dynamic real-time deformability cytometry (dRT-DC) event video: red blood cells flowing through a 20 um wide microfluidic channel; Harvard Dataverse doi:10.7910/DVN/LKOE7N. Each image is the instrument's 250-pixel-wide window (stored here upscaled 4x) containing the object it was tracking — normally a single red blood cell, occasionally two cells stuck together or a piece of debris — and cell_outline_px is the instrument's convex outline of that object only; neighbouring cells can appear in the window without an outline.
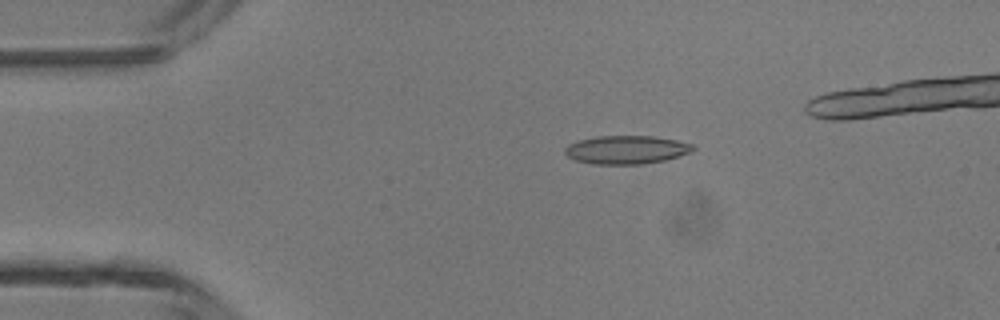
{"species": "common noctule bat (a hibernating species)", "species_latin": "Nyctalus noctula", "temperature_condition": "room temperature", "stored_images_in_passage": 39, "camera_frame_rate_fps": 3000, "um_per_image_px": 0.085, "animal": {"sex": "male", "body_mass_g": 13.3}, "frame": {"image": 1, "passage_image": 6, "time_ms": 1.667, "image_size_px": [1000, 320], "cell_outline_px": [[696, 148], [680, 156], [664, 160], [644, 164], [592, 164], [576, 160], [568, 156], [564, 152], [564, 148], [568, 144], [580, 140], [596, 136], [652, 136], [676, 140], [692, 144]], "centroid_in_image_um": [53.22, 12.73], "position_along_channel_um": 31.8, "area_um2": 21.1}}
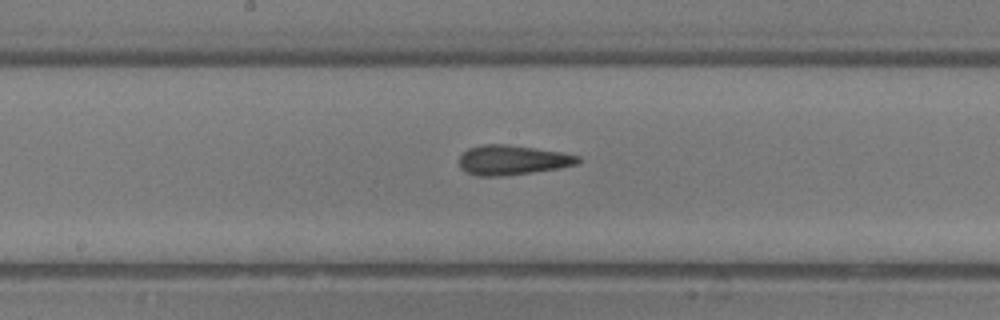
{"frame": {"image": 2, "passage_image": 21, "time_ms": 6.667, "image_size_px": [1000, 320], "cell_outline_px": [[580, 160], [576, 164], [560, 168], [504, 176], [476, 176], [460, 168], [460, 156], [468, 148], [484, 144], [508, 144], [560, 152], [580, 156]], "centroid_in_image_um": [43.54, 13.6], "position_along_channel_um": 204.7, "area_um2": 20.46}}
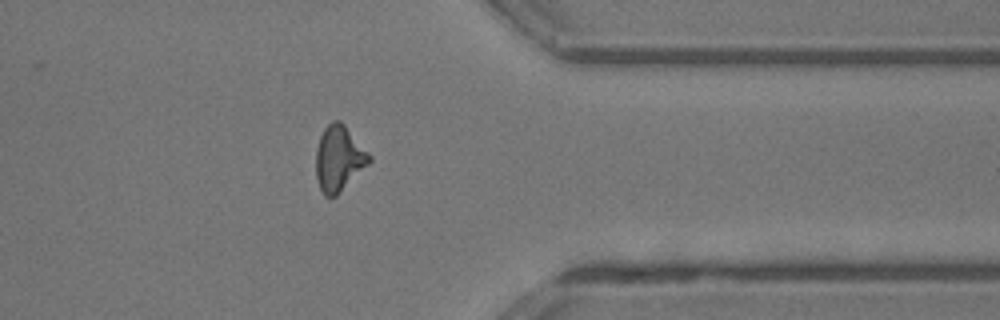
{"frame": {"image": 3, "passage_image": 34, "time_ms": 11.0, "image_size_px": [1000, 320], "cell_outline_px": [[372, 160], [336, 196], [324, 196], [320, 188], [316, 176], [316, 148], [320, 136], [324, 128], [332, 120], [340, 120], [344, 124], [372, 156]], "centroid_in_image_um": [28.8, 13.45], "position_along_channel_um": 382.6, "area_um2": 20.23}, "authors_computed_cell_mechanics": {"area_um2": 20.23, "velocity_mm_per_s": 4.3788, "shape_relaxation_time_tau1_ms": null, "shape_relaxation_time_tau2_ms": 0.8028, "deformation_change_tau1": null, "deformation_change_tau2": 0.0801}}